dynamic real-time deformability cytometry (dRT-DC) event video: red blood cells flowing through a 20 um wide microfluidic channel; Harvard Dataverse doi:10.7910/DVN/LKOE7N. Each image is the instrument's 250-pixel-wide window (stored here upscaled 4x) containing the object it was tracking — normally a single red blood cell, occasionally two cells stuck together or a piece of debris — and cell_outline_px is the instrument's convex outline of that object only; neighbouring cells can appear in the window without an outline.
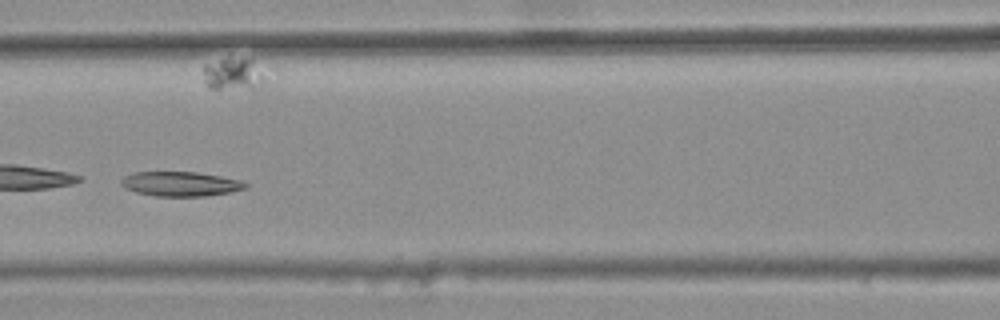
{"species": "common noctule bat (a hibernating species)", "species_latin": "Nyctalus noctula", "temperature_condition": "warm", "stored_images_in_passage": 9, "camera_frame_rate_fps": 3000, "um_per_image_px": 0.085, "animal": {"sex": "female", "body_mass_g": 25.1}, "frame": {"image": 1, "passage_image": 6, "time_ms": 1.667, "image_size_px": [1000, 320], "cell_outline_px": [[248, 188], [208, 196], [156, 196], [136, 192], [124, 188], [120, 184], [120, 180], [124, 176], [132, 172], [196, 172], [220, 176], [240, 180], [248, 184]], "centroid_in_image_um": [15.32, 15.63], "position_along_channel_um": 151.3, "area_um2": 17.86}}
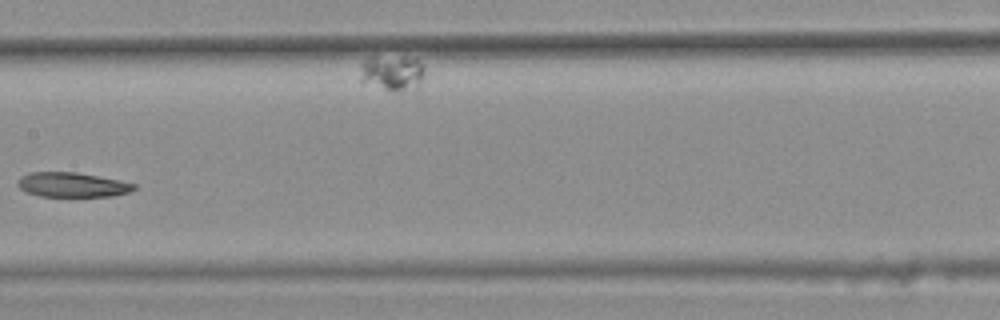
{"frame": {"image": 2, "passage_image": 7, "time_ms": 2.0, "image_size_px": [1000, 320], "cell_outline_px": [[136, 188], [128, 192], [112, 196], [40, 196], [24, 192], [16, 184], [16, 180], [20, 176], [28, 172], [76, 172], [120, 180], [136, 184]], "centroid_in_image_um": [6.08, 15.7], "position_along_channel_um": 201.3, "area_um2": 16.82}}
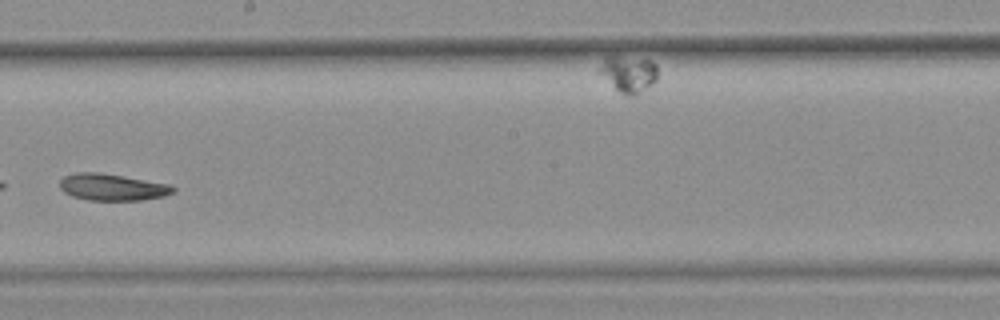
{"frame": {"image": 3, "passage_image": 8, "time_ms": 2.333, "image_size_px": [1000, 320], "cell_outline_px": [[176, 192], [164, 196], [140, 200], [88, 200], [72, 196], [64, 192], [60, 188], [60, 180], [64, 176], [76, 172], [100, 172], [124, 176], [168, 184], [176, 188]], "centroid_in_image_um": [9.54, 15.9], "position_along_channel_um": 238.7, "area_um2": 17.69}}